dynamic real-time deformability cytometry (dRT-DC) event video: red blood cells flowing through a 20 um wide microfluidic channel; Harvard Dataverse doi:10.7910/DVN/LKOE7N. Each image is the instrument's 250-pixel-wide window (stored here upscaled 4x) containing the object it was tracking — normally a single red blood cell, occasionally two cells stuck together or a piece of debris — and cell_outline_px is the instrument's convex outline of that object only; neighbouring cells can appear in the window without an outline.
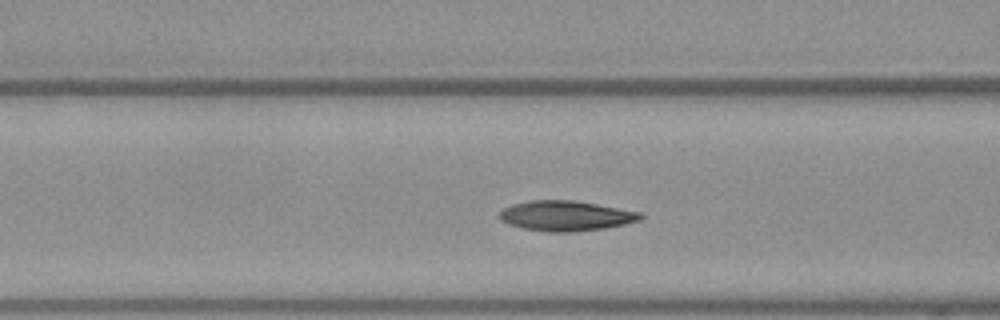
{"species": "Egyptian fruit bat (a non-hibernating species)", "species_latin": "Rousettus aegyptiacus", "temperature_condition": "warm", "stored_images_in_passage": 39, "camera_frame_rate_fps": 3000, "um_per_image_px": 0.085, "frame": {"image": 1, "passage_image": 15, "time_ms": 4.667, "image_size_px": [1000, 320], "cell_outline_px": [[644, 216], [640, 220], [624, 224], [604, 228], [572, 232], [548, 232], [524, 228], [508, 224], [500, 220], [496, 216], [504, 208], [512, 204], [532, 200], [572, 200], [596, 204], [640, 212]], "centroid_in_image_um": [48.06, 18.35], "position_along_channel_um": 118.5, "area_um2": 24.68}}
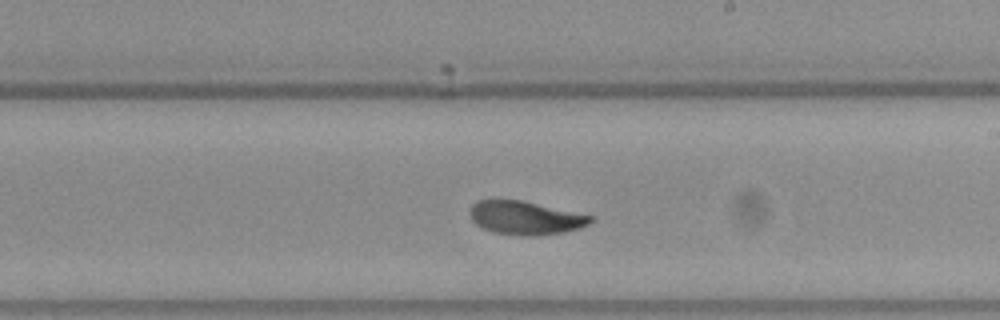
{"frame": {"image": 2, "passage_image": 25, "time_ms": 8.0, "image_size_px": [1000, 320], "cell_outline_px": [[592, 220], [588, 224], [580, 228], [564, 232], [536, 236], [516, 236], [492, 232], [476, 224], [472, 220], [468, 212], [472, 204], [476, 200], [520, 200], [592, 216]], "centroid_in_image_um": [44.6, 18.53], "position_along_channel_um": 244.4, "area_um2": 23.47}}
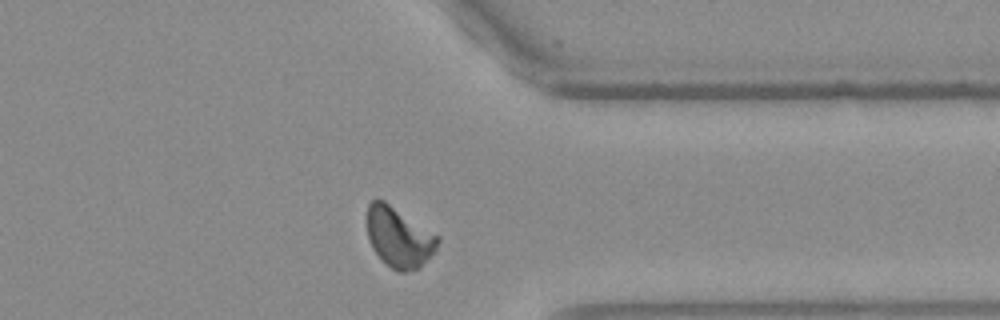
{"frame": {"image": 3, "passage_image": 36, "time_ms": 11.667, "image_size_px": [1000, 320], "cell_outline_px": [[440, 240], [436, 252], [416, 268], [404, 272], [400, 272], [392, 268], [372, 248], [368, 236], [368, 204], [376, 196], [384, 200], [436, 236]], "centroid_in_image_um": [33.89, 20.15], "position_along_channel_um": 377.5, "area_um2": 24.04}, "authors_computed_cell_mechanics": {"area_um2": 24.0448, "velocity_mm_per_s": 3.78, "shape_relaxation_time_tau1_ms": 5.5024, "shape_relaxation_time_tau2_ms": 2.2525, "deformation_change_tau1": 0.1968, "deformation_change_tau2": 0.0456}}